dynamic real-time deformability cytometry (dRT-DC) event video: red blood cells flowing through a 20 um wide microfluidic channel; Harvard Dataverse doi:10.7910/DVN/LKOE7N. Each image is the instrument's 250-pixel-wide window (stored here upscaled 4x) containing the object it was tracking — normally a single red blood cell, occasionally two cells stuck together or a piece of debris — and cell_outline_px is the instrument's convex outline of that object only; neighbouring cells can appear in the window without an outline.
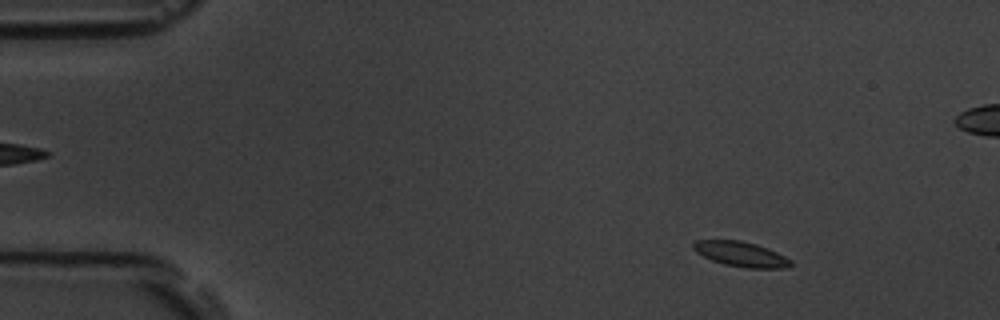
{"species": "common noctule bat (a hibernating species)", "species_latin": "Nyctalus noctula", "temperature_condition": "room temperature", "stored_images_in_passage": 55, "camera_frame_rate_fps": 3000, "um_per_image_px": 0.085, "animal": {"sex": "male", "body_mass_g": 19.5, "forearm_length_mm": 54.6}, "frame": {"image": 1, "passage_image": 7, "time_ms": 2.0, "image_size_px": [1000, 320], "cell_outline_px": [[792, 264], [784, 268], [748, 268], [724, 264], [712, 260], [696, 252], [692, 248], [692, 244], [696, 240], [740, 240], [756, 244], [768, 248], [792, 260]], "centroid_in_image_um": [62.97, 21.59], "position_along_channel_um": 22.0, "area_um2": 14.1}}
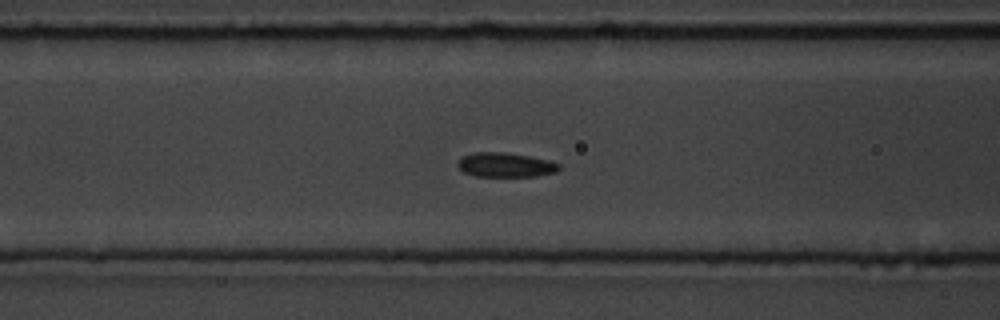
{"frame": {"image": 2, "passage_image": 22, "time_ms": 7.0, "image_size_px": [1000, 320], "cell_outline_px": [[560, 168], [556, 172], [536, 176], [476, 176], [464, 172], [456, 164], [464, 156], [472, 152], [504, 152], [528, 156], [548, 160], [560, 164]], "centroid_in_image_um": [42.97, 14.01], "position_along_channel_um": 123.6, "area_um2": 14.28}}
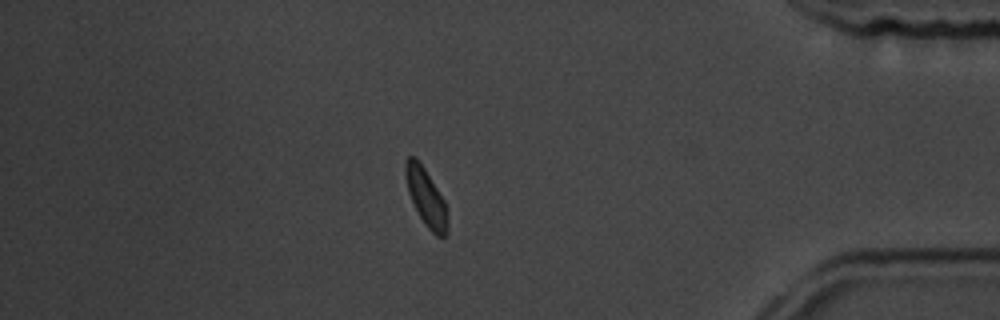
{"frame": {"image": 3, "passage_image": 47, "time_ms": 15.333, "image_size_px": [1000, 320], "cell_outline_px": [[448, 232], [444, 236], [436, 236], [424, 224], [408, 192], [404, 176], [404, 160], [408, 156], [416, 156], [424, 168], [444, 200], [448, 224]], "centroid_in_image_um": [36.18, 16.73], "position_along_channel_um": 399.0, "area_um2": 14.05}, "authors_computed_cell_mechanics": {"area_um2": 14.2188, "velocity_mm_per_s": 3.7423, "shape_relaxation_time_tau1_ms": 2.407, "shape_relaxation_time_tau2_ms": 1.9244, "deformation_change_tau1": 0.0925, "deformation_change_tau2": 0.0736}}